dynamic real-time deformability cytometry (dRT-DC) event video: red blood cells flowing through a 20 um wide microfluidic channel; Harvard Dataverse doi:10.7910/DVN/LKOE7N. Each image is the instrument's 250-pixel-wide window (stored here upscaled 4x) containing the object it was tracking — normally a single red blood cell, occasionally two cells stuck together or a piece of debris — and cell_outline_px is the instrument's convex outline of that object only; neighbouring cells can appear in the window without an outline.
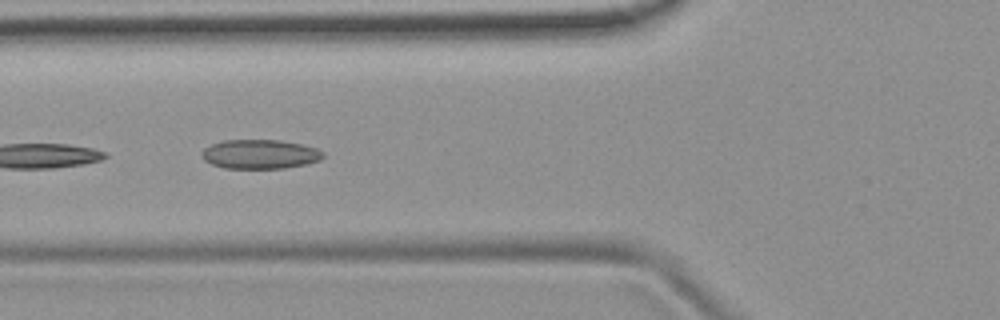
{"species": "common noctule bat (a hibernating species)", "species_latin": "Nyctalus noctula", "temperature_condition": "room temperature", "stored_images_in_passage": 7, "camera_frame_rate_fps": 3000, "um_per_image_px": 0.085, "animal": {"sex": "female", "body_mass_g": 19.9}, "frame": {"image": 1, "passage_image": 5, "time_ms": 5.667, "image_size_px": [1000, 320], "cell_outline_px": [[324, 156], [320, 160], [308, 164], [284, 168], [224, 168], [212, 164], [204, 160], [200, 152], [204, 148], [212, 144], [224, 140], [280, 140], [304, 144], [316, 148], [324, 152]], "centroid_in_image_um": [22.12, 13.1], "position_along_channel_um": 103.7, "area_um2": 20.81}}
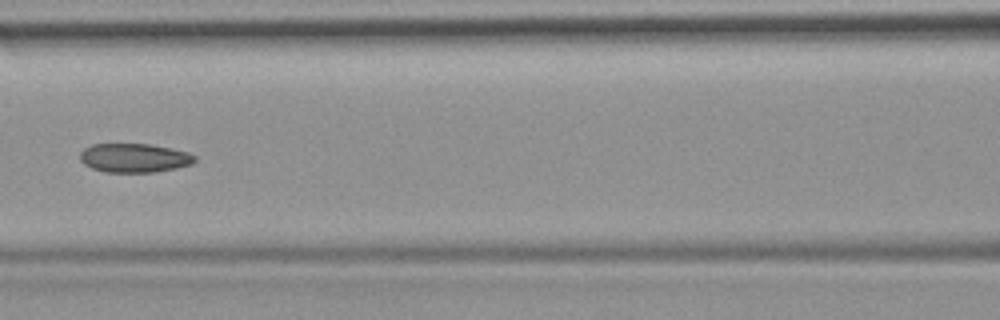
{"frame": {"image": 2, "passage_image": 6, "time_ms": 7.0, "image_size_px": [1000, 320], "cell_outline_px": [[196, 160], [192, 164], [176, 168], [152, 172], [104, 172], [92, 168], [84, 164], [80, 160], [80, 152], [84, 148], [92, 144], [148, 144], [172, 148], [188, 152], [196, 156]], "centroid_in_image_um": [11.41, 13.42], "position_along_channel_um": 155.2, "area_um2": 19.42}}
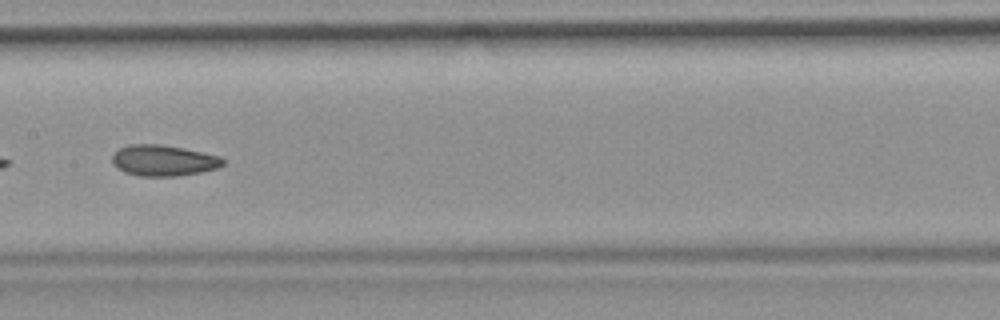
{"frame": {"image": 3, "passage_image": 7, "time_ms": 8.0, "image_size_px": [1000, 320], "cell_outline_px": [[224, 164], [216, 168], [200, 172], [176, 176], [140, 176], [124, 172], [112, 164], [112, 156], [120, 148], [132, 144], [160, 144], [184, 148], [220, 156], [224, 160]], "centroid_in_image_um": [13.89, 13.64], "position_along_channel_um": 193.5, "area_um2": 19.88}}